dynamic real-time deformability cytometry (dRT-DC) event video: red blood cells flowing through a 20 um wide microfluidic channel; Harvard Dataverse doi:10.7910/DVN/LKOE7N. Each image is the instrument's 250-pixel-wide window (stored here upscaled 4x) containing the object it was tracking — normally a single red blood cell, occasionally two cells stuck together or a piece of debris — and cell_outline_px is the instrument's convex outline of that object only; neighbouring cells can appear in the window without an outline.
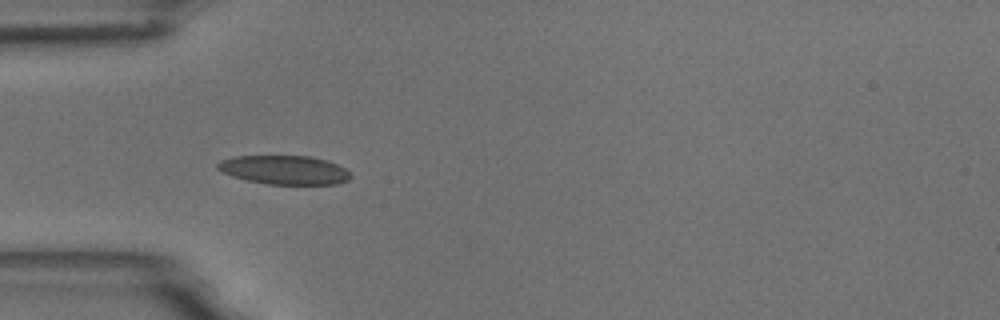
{"species": "common noctule bat (a hibernating species)", "species_latin": "Nyctalus noctula", "temperature_condition": "room temperature", "stored_images_in_passage": 12, "camera_frame_rate_fps": 3000, "um_per_image_px": 0.085, "animal": {"sex": "male", "body_mass_g": 18.8}, "frame": {"image": 1, "passage_image": 6, "time_ms": 1.667, "image_size_px": [1000, 320], "cell_outline_px": [[352, 176], [348, 180], [336, 184], [264, 184], [232, 176], [216, 168], [216, 164], [220, 160], [236, 156], [308, 156], [328, 160], [344, 168]], "centroid_in_image_um": [24.16, 14.44], "position_along_channel_um": 60.8, "area_um2": 22.31}}